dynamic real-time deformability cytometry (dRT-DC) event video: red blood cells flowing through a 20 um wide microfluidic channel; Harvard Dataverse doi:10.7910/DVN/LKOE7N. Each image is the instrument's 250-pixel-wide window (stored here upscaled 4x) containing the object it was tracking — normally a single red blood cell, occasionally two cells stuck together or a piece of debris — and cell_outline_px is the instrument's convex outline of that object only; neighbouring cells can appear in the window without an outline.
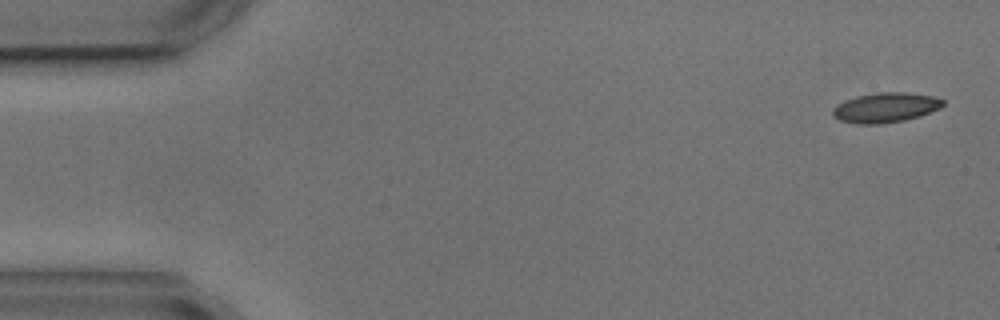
{"species": "common noctule bat (a hibernating species)", "species_latin": "Nyctalus noctula", "temperature_condition": "cold", "stored_images_in_passage": 5, "camera_frame_rate_fps": 3000, "um_per_image_px": 0.085, "animal": {"sex": "male", "body_mass_g": 17.9, "forearm_length_mm": 54.2}, "frame": {"image": 1, "passage_image": 1, "time_ms": 0.0, "image_size_px": [1000, 320], "cell_outline_px": [[944, 104], [940, 108], [920, 116], [904, 120], [880, 124], [856, 124], [840, 120], [832, 116], [832, 108], [836, 104], [844, 100], [856, 96], [876, 92], [904, 92], [936, 96], [944, 100]], "centroid_in_image_um": [75.25, 9.13], "position_along_channel_um": 9.8, "area_um2": 19.42}}
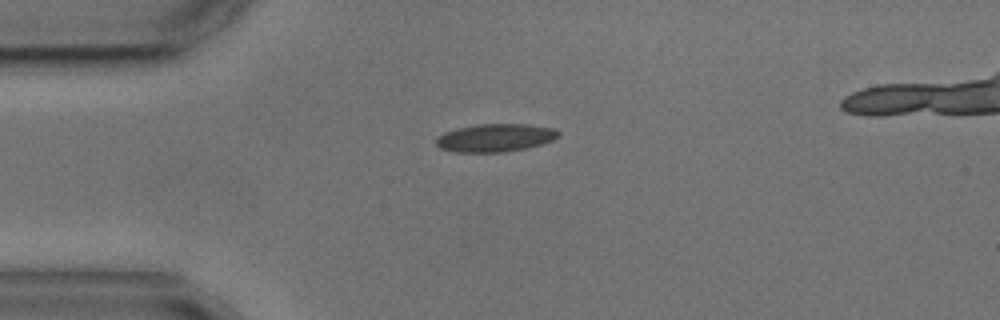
{"frame": {"image": 2, "passage_image": 4, "time_ms": 3.667, "image_size_px": [1000, 320], "cell_outline_px": [[560, 136], [552, 140], [540, 144], [524, 148], [504, 152], [452, 152], [440, 148], [436, 144], [436, 136], [444, 132], [456, 128], [480, 124], [528, 124], [556, 128], [560, 132]], "centroid_in_image_um": [42.08, 11.7], "position_along_channel_um": 42.9, "area_um2": 20.06}}